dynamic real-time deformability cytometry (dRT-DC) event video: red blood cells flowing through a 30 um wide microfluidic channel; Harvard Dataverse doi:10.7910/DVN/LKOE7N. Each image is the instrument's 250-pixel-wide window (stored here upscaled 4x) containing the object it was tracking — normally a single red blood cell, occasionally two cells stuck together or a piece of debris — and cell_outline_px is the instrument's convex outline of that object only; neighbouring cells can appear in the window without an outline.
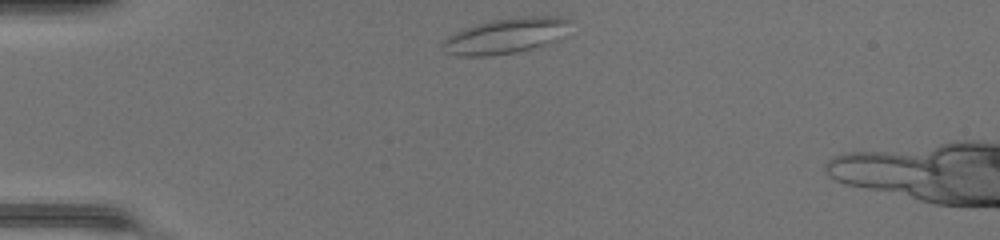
{"species": "common noctule bat (a hibernating species)", "species_latin": "Nyctalus noctula", "temperature_condition": "warm", "stored_images_in_passage": 37, "camera_frame_rate_fps": 3000, "um_per_image_px": 0.085, "animal": {"sex": "female", "body_mass_g": 17.0, "forearm_length_mm": 48.0}, "frame": {"image": 1, "passage_image": 1, "time_ms": 0.0, "image_size_px": [1000, 240], "cell_outline_px": [[572, 20], [556, 40], [544, 44], [516, 52], [484, 56], [460, 56], [444, 52], [440, 44], [448, 36], [460, 28], [492, 20], [524, 16], [560, 16]], "centroid_in_image_um": [42.9, 3.03], "position_along_channel_um": 42.1, "area_um2": 26.13}}
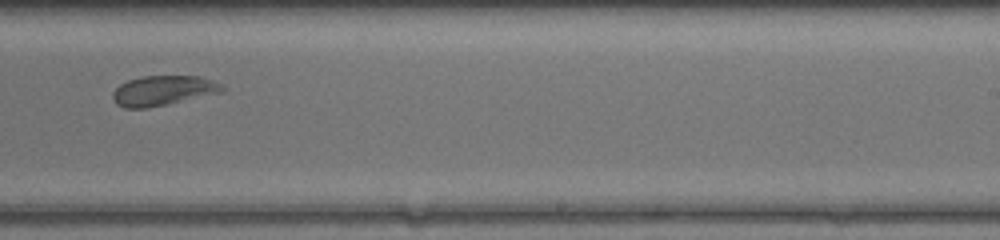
{"frame": {"image": 2, "passage_image": 20, "time_ms": 6.333, "image_size_px": [1000, 240], "cell_outline_px": [[224, 92], [148, 108], [124, 108], [116, 104], [112, 96], [112, 92], [120, 84], [128, 80], [140, 76], [200, 76], [212, 80], [220, 84], [224, 88]], "centroid_in_image_um": [13.85, 7.7], "position_along_channel_um": 275.2, "area_um2": 19.13}}
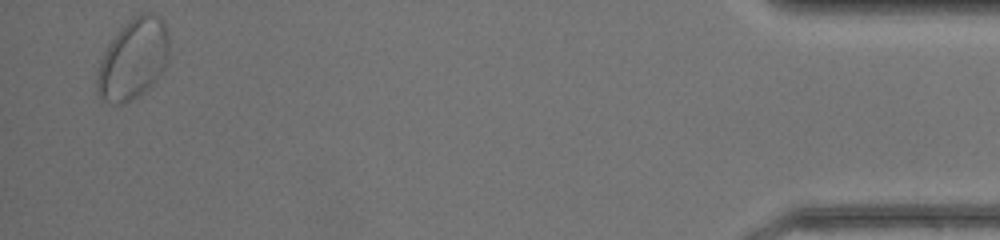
{"frame": {"image": 3, "passage_image": 36, "time_ms": 11.667, "image_size_px": [1000, 240], "cell_outline_px": [[168, 56], [164, 68], [136, 96], [128, 100], [116, 104], [108, 104], [96, 92], [96, 80], [100, 60], [108, 44], [140, 12], [144, 12], [156, 16], [164, 20], [168, 32]], "centroid_in_image_um": [11.29, 5.02], "position_along_channel_um": 423.9, "area_um2": 32.54}}